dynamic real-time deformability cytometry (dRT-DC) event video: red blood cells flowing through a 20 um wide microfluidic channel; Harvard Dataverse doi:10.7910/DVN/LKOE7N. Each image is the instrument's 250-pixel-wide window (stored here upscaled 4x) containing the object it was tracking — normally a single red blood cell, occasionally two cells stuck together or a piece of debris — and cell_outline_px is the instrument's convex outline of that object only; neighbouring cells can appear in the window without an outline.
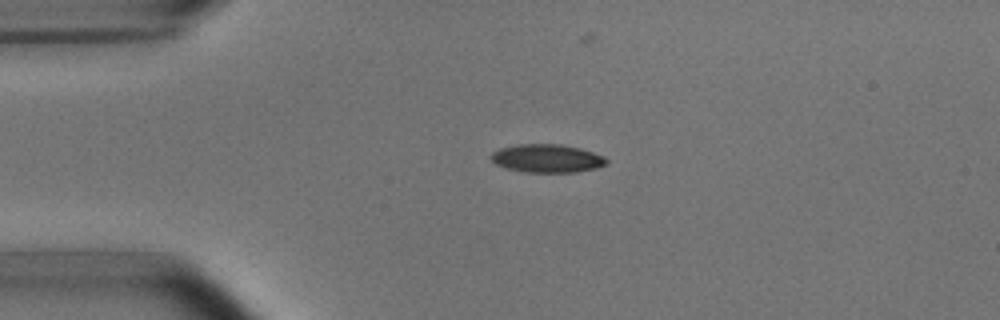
{"species": "common noctule bat (a hibernating species)", "species_latin": "Nyctalus noctula", "temperature_condition": "room temperature", "stored_images_in_passage": 2, "camera_frame_rate_fps": 3000, "um_per_image_px": 0.085, "animal": {"sex": "male", "body_mass_g": 15.6}, "frame": {"image": 1, "passage_image": 1, "time_ms": 0.0, "image_size_px": [1000, 320], "cell_outline_px": [[608, 164], [596, 168], [576, 172], [524, 172], [508, 168], [496, 164], [492, 160], [492, 152], [500, 148], [520, 144], [560, 144], [580, 148], [604, 156], [608, 160]], "centroid_in_image_um": [46.53, 13.46], "position_along_channel_um": 38.5, "area_um2": 18.9}}